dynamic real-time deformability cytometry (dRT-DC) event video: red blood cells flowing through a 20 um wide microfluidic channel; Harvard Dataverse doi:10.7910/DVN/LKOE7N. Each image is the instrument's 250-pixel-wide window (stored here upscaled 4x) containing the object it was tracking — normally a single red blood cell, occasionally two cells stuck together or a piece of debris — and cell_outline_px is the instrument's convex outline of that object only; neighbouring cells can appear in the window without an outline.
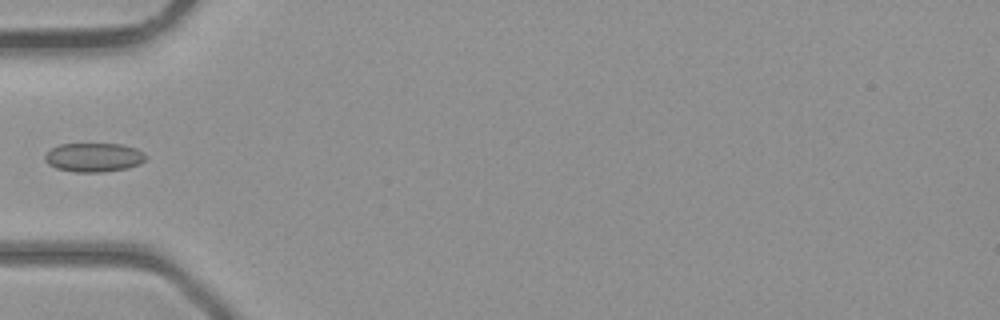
{"species": "common noctule bat (a hibernating species)", "species_latin": "Nyctalus noctula", "temperature_condition": "room temperature", "stored_images_in_passage": 4, "camera_frame_rate_fps": 3000, "um_per_image_px": 0.085, "animal": {"sex": "male", "body_mass_g": 23.1, "forearm_length_mm": 52.7}, "frame": {"image": 1, "passage_image": 4, "time_ms": 3.667, "image_size_px": [1000, 320], "cell_outline_px": [[144, 160], [140, 164], [128, 168], [100, 172], [76, 172], [56, 168], [48, 164], [44, 160], [44, 156], [52, 148], [60, 144], [120, 144], [136, 148], [144, 152]], "centroid_in_image_um": [7.96, 13.38], "position_along_channel_um": 77.0, "area_um2": 16.94}}